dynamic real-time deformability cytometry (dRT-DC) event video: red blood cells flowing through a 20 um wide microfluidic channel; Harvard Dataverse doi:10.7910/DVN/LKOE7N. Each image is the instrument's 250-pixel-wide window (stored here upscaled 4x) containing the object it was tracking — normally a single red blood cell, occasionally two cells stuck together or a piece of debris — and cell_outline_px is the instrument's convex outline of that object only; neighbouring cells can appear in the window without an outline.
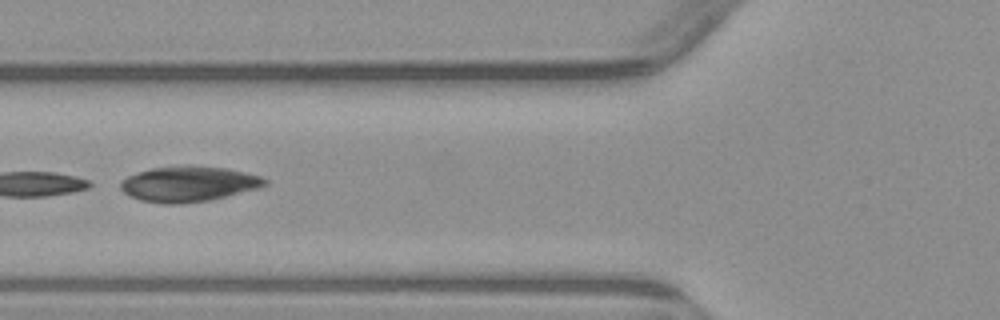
{"species": "common noctule bat (a hibernating species)", "species_latin": "Nyctalus noctula", "temperature_condition": "warm", "stored_images_in_passage": 6, "camera_frame_rate_fps": 3000, "um_per_image_px": 0.085, "animal": {"sex": "male", "body_mass_g": 23.1, "forearm_length_mm": 52.7}, "frame": {"image": 1, "passage_image": 6, "time_ms": 6.0, "image_size_px": [1000, 320], "cell_outline_px": [[268, 184], [260, 188], [208, 200], [180, 204], [164, 204], [140, 200], [124, 192], [120, 188], [120, 180], [128, 176], [152, 168], [188, 164], [224, 168], [244, 172], [260, 176], [268, 180]], "centroid_in_image_um": [16.03, 15.63], "position_along_channel_um": 109.8, "area_um2": 29.82}}